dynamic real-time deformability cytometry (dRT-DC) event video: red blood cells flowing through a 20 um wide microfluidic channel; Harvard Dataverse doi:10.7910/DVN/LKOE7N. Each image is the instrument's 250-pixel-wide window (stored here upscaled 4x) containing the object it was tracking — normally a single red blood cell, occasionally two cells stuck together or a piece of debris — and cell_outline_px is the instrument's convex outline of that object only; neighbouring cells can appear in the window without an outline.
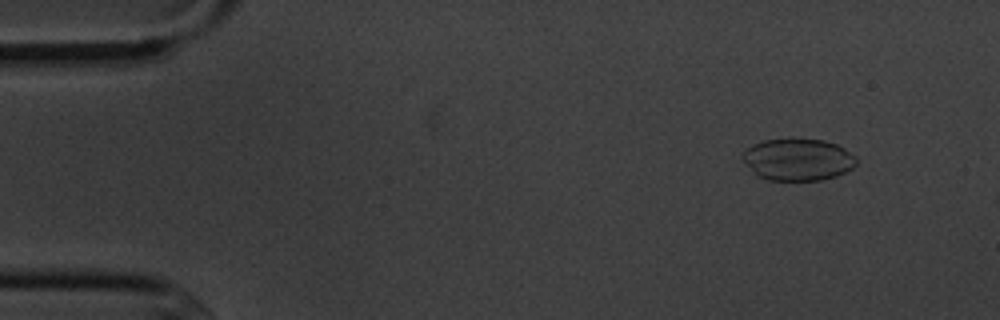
{"species": "common noctule bat (a hibernating species)", "species_latin": "Nyctalus noctula", "temperature_condition": "cold", "stored_images_in_passage": 5, "camera_frame_rate_fps": 3000, "um_per_image_px": 0.085, "animal": {"sex": "male", "body_mass_g": 20.1, "forearm_length_mm": 53.5}, "frame": {"image": 1, "passage_image": 1, "time_ms": 0.0, "image_size_px": [1000, 320], "cell_outline_px": [[856, 164], [852, 168], [836, 176], [820, 180], [768, 180], [756, 176], [740, 156], [752, 144], [764, 140], [824, 140], [836, 144], [844, 148], [856, 156]], "centroid_in_image_um": [67.81, 13.58], "position_along_channel_um": 17.2, "area_um2": 27.57}}